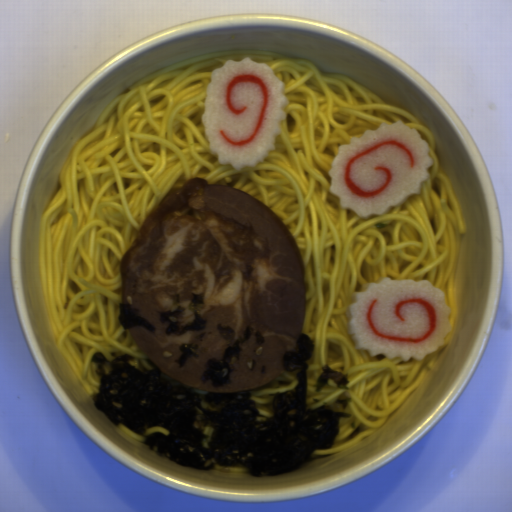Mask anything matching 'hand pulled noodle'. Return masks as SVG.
Returning <instances> with one entry per match:
<instances>
[{
	"mask_svg": "<svg viewBox=\"0 0 512 512\" xmlns=\"http://www.w3.org/2000/svg\"><path fill=\"white\" fill-rule=\"evenodd\" d=\"M266 63L284 82L288 104L281 135L255 167L233 170L208 150L201 124L206 84L227 60ZM404 122L422 134L433 158L426 181L404 205L359 219L330 195L339 146L379 124ZM429 128L401 106L355 79L321 73L310 62L259 50L200 55L142 76L105 107L77 142L59 174V189L41 222L38 258L50 328L71 371L89 394L100 391L92 358L149 360L118 321L122 255L172 189L193 178L237 188L269 207L288 229L305 275L302 332L315 345L307 362L305 399L339 417V452L379 429L428 375L449 346L458 318L457 269L466 228ZM428 280L452 310L450 335L420 360L372 356L350 337L346 306L368 284ZM343 372L347 387L315 383L324 365ZM351 397L347 409L336 398Z\"/></svg>",
	"mask_w": 512,
	"mask_h": 512,
	"instance_id": "hand-pulled-noodle-1",
	"label": "hand pulled noodle"
},
{
	"mask_svg": "<svg viewBox=\"0 0 512 512\" xmlns=\"http://www.w3.org/2000/svg\"><path fill=\"white\" fill-rule=\"evenodd\" d=\"M211 471L217 474H245L249 472L243 464H232L230 466H214Z\"/></svg>",
	"mask_w": 512,
	"mask_h": 512,
	"instance_id": "hand-pulled-noodle-4",
	"label": "hand pulled noodle"
},
{
	"mask_svg": "<svg viewBox=\"0 0 512 512\" xmlns=\"http://www.w3.org/2000/svg\"><path fill=\"white\" fill-rule=\"evenodd\" d=\"M120 428L123 430V432L132 437L133 439L137 440V441H140L142 443H145V440L148 436L152 435V434H165V435H170V431H166L165 429L159 427V426H151L149 429H147L143 434H139L137 432H134L132 430H130L129 428H127L125 425H119Z\"/></svg>",
	"mask_w": 512,
	"mask_h": 512,
	"instance_id": "hand-pulled-noodle-3",
	"label": "hand pulled noodle"
},
{
	"mask_svg": "<svg viewBox=\"0 0 512 512\" xmlns=\"http://www.w3.org/2000/svg\"><path fill=\"white\" fill-rule=\"evenodd\" d=\"M297 384V372L286 371L281 368V372L274 382L263 385L258 388L249 389L254 400L258 414L256 418L265 420L271 414V403L274 395L281 391H290Z\"/></svg>",
	"mask_w": 512,
	"mask_h": 512,
	"instance_id": "hand-pulled-noodle-2",
	"label": "hand pulled noodle"
}]
</instances>
